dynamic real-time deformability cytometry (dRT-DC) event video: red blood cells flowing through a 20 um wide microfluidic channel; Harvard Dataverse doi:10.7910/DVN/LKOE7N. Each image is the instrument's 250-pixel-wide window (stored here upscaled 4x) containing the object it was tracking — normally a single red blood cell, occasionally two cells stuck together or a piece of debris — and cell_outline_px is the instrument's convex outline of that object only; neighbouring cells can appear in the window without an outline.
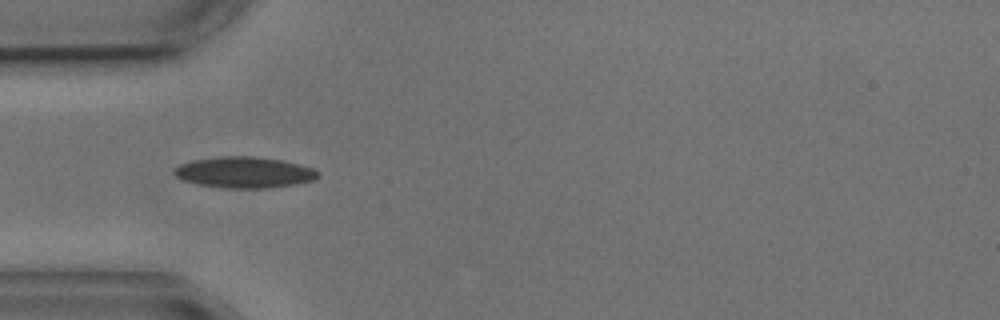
{"species": "common noctule bat (a hibernating species)", "species_latin": "Nyctalus noctula", "temperature_condition": "cold", "stored_images_in_passage": 10, "camera_frame_rate_fps": 3000, "um_per_image_px": 0.085, "animal": {"sex": "male", "body_mass_g": 17.9, "forearm_length_mm": 54.2}, "frame": {"image": 1, "passage_image": 4, "time_ms": 4.667, "image_size_px": [1000, 320], "cell_outline_px": [[320, 176], [312, 180], [296, 184], [268, 188], [224, 188], [200, 184], [184, 180], [176, 176], [172, 172], [180, 164], [196, 160], [220, 156], [252, 156], [280, 160], [312, 168], [320, 172]], "centroid_in_image_um": [20.78, 14.65], "position_along_channel_um": 64.2, "area_um2": 25.72}}
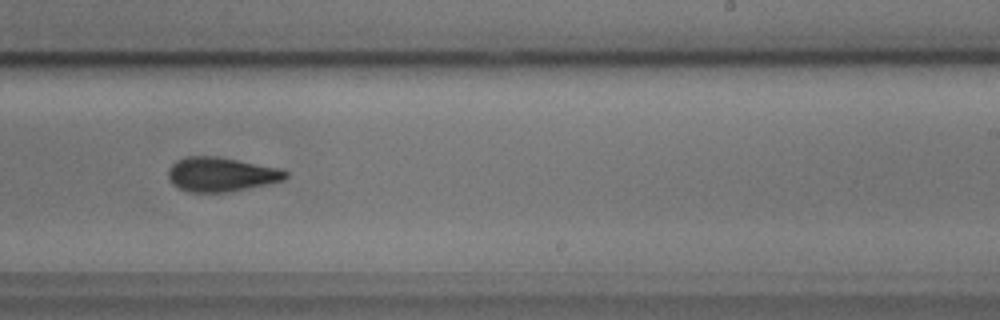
{"frame": {"image": 2, "passage_image": 9, "time_ms": 10.333, "image_size_px": [1000, 320], "cell_outline_px": [[288, 176], [284, 180], [268, 184], [228, 192], [192, 192], [180, 188], [172, 184], [168, 176], [168, 168], [176, 160], [188, 156], [216, 156], [284, 168], [288, 172]], "centroid_in_image_um": [18.83, 14.81], "position_along_channel_um": 270.2, "area_um2": 23.64}}